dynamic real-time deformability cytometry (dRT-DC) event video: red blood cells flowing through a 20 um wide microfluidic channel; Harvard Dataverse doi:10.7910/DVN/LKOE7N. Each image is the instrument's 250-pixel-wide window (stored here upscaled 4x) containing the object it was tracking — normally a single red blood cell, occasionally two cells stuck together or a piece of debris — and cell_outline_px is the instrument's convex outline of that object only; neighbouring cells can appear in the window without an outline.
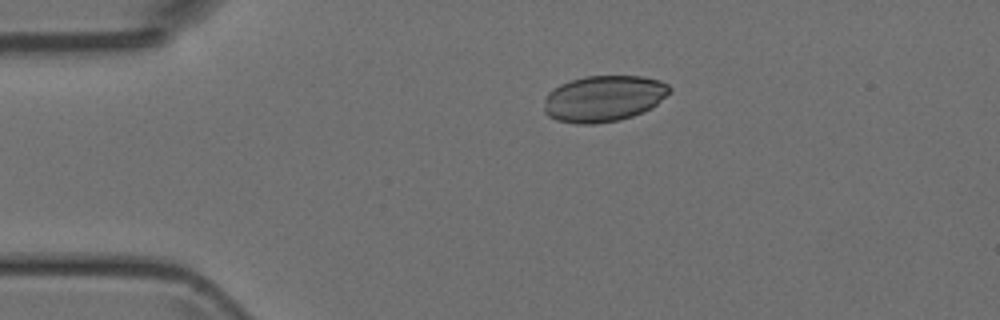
{"species": "Egyptian fruit bat (a non-hibernating species)", "species_latin": "Rousettus aegyptiacus", "temperature_condition": "room temperature", "stored_images_in_passage": 4, "camera_frame_rate_fps": 3000, "um_per_image_px": 0.085, "animal": {"sex": "female"}, "frame": {"image": 1, "passage_image": 4, "time_ms": 4.0, "image_size_px": [1000, 320], "cell_outline_px": [[672, 88], [652, 108], [644, 112], [620, 120], [596, 124], [576, 124], [556, 120], [548, 116], [544, 112], [544, 100], [548, 92], [552, 88], [560, 84], [584, 76], [644, 76], [660, 80], [668, 84]], "centroid_in_image_um": [51.29, 8.38], "position_along_channel_um": 33.7, "area_um2": 34.04}}